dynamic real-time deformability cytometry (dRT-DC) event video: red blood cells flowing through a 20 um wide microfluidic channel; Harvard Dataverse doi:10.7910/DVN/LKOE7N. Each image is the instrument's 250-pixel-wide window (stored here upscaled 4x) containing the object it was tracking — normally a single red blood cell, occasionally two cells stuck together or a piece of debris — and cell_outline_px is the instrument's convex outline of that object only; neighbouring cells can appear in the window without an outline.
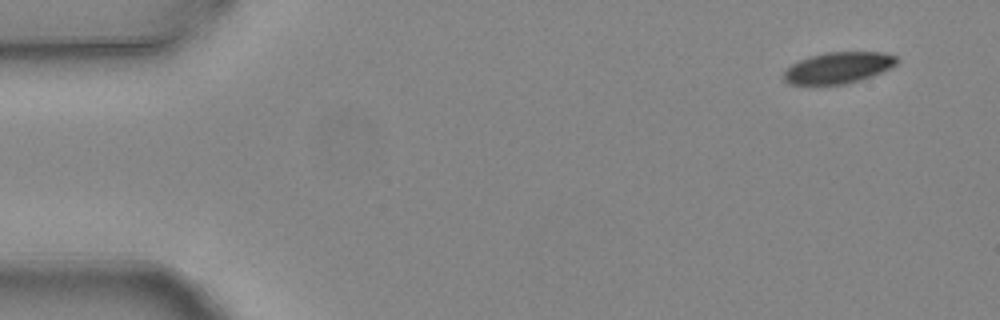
{"species": "common noctule bat (a hibernating species)", "species_latin": "Nyctalus noctula", "temperature_condition": "warm", "stored_images_in_passage": 4, "camera_frame_rate_fps": 3000, "um_per_image_px": 0.085, "animal": {"sex": "female", "body_mass_g": 24.6, "forearm_length_mm": 56.2}, "frame": {"image": 1, "passage_image": 1, "time_ms": 0.0, "image_size_px": [1000, 320], "cell_outline_px": [[900, 60], [892, 68], [872, 76], [860, 80], [844, 84], [788, 84], [784, 80], [784, 72], [792, 64], [808, 56], [824, 52], [884, 52], [896, 56]], "centroid_in_image_um": [71.29, 5.75], "position_along_channel_um": 13.7, "area_um2": 20.69}}